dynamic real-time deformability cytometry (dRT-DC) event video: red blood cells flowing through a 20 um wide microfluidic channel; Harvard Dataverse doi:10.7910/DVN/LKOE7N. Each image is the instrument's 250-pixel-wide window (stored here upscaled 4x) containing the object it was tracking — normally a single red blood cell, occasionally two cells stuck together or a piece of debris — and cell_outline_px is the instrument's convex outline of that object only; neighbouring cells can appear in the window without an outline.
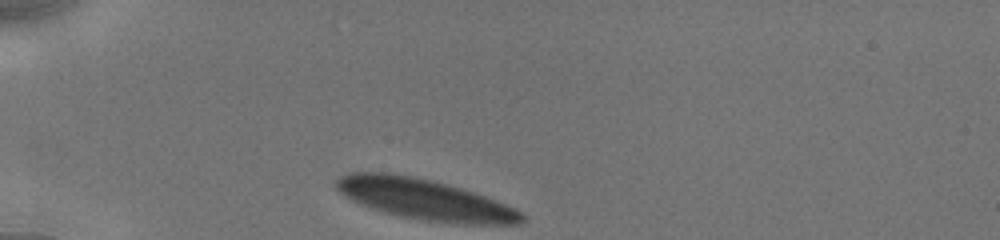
{"species": "human", "species_latin": "Homo sapiens", "temperature_condition": "cold", "stored_images_in_passage": 24, "camera_frame_rate_fps": 3000, "um_per_image_px": 0.085, "donor": {"sex": "male"}, "frame": {"image": 1, "passage_image": 1, "time_ms": 0.0, "image_size_px": [1000, 240], "cell_outline_px": [[524, 220], [520, 224], [452, 224], [396, 216], [360, 204], [344, 196], [336, 188], [336, 180], [340, 176], [348, 172], [388, 172], [412, 176], [432, 180], [460, 188], [496, 200], [520, 212], [524, 216]], "centroid_in_image_um": [36.05, 16.95], "position_along_channel_um": 49.0, "area_um2": 43.93}}
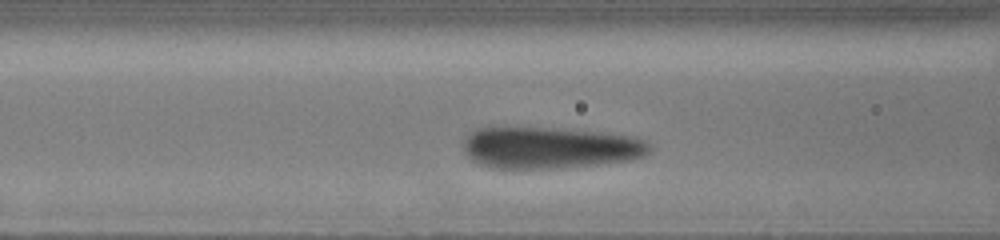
{"frame": {"image": 2, "passage_image": 15, "time_ms": 2.667, "image_size_px": [1000, 240], "cell_outline_px": [[652, 148], [644, 156], [632, 160], [560, 168], [492, 168], [480, 164], [472, 160], [468, 156], [464, 148], [464, 140], [476, 128], [548, 128], [600, 132], [628, 136], [644, 140], [652, 144]], "centroid_in_image_um": [46.76, 12.56], "position_along_channel_um": 119.8, "area_um2": 44.74}}
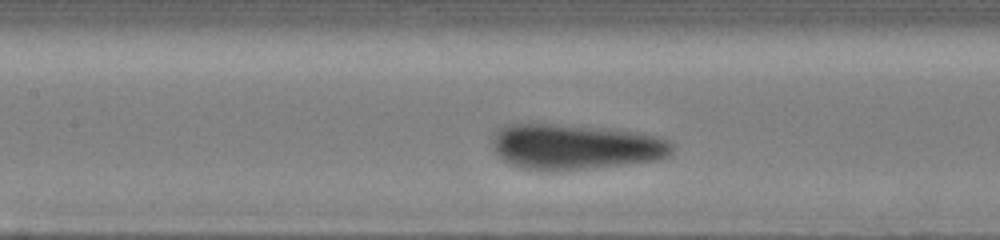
{"frame": {"image": 3, "passage_image": 20, "time_ms": 3.667, "image_size_px": [1000, 240], "cell_outline_px": [[672, 152], [668, 156], [660, 160], [596, 168], [560, 172], [552, 172], [520, 168], [508, 164], [496, 152], [492, 144], [492, 140], [496, 132], [504, 124], [548, 124], [616, 128], [640, 132], [660, 136], [668, 140], [672, 144]], "centroid_in_image_um": [48.93, 12.49], "position_along_channel_um": 158.5, "area_um2": 48.61}}